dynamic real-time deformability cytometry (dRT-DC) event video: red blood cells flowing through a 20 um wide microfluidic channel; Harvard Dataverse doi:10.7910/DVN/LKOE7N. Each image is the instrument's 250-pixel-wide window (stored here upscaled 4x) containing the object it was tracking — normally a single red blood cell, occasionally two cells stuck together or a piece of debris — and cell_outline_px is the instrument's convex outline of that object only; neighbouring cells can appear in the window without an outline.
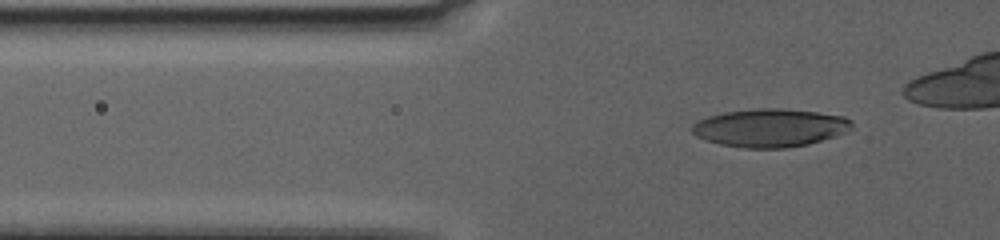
{"species": "human", "species_latin": "Homo sapiens", "temperature_condition": "warm", "stored_images_in_passage": 67, "camera_frame_rate_fps": 3000, "um_per_image_px": 0.085, "donor": {"sex": "female"}, "frame": {"image": 1, "passage_image": 16, "time_ms": 5.0, "image_size_px": [1000, 240], "cell_outline_px": [[852, 128], [836, 136], [808, 144], [784, 148], [744, 148], [720, 144], [696, 136], [692, 132], [692, 124], [696, 120], [708, 116], [724, 112], [756, 108], [780, 108], [816, 112], [844, 116], [852, 120]], "centroid_in_image_um": [65.44, 10.86], "position_along_channel_um": 60.4, "area_um2": 35.55}}
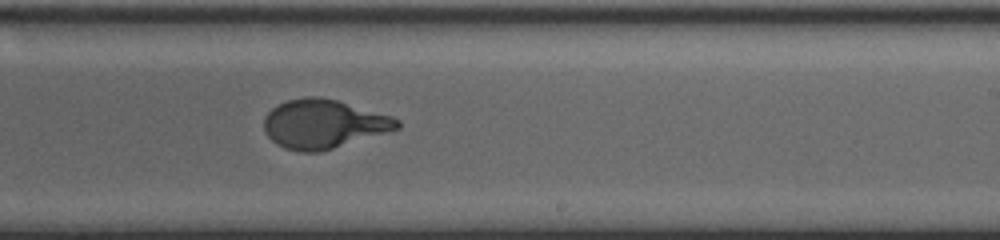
{"frame": {"image": 2, "passage_image": 45, "time_ms": 14.667, "image_size_px": [1000, 240], "cell_outline_px": [[400, 128], [320, 152], [300, 152], [284, 148], [276, 144], [264, 132], [264, 116], [276, 104], [288, 100], [304, 96], [320, 96], [336, 100], [392, 116], [400, 120]], "centroid_in_image_um": [27.46, 10.53], "position_along_channel_um": 261.5, "area_um2": 37.97}}
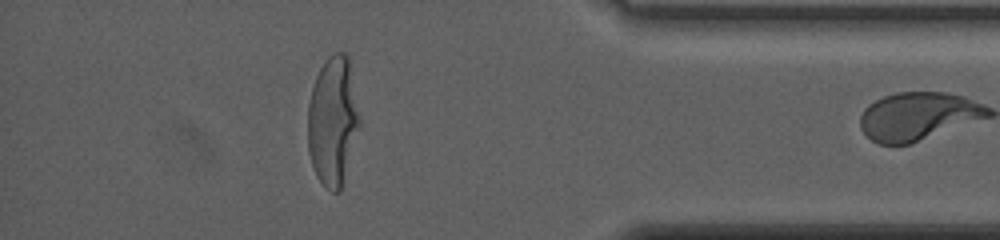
{"frame": {"image": 3, "passage_image": 66, "time_ms": 21.667, "image_size_px": [1000, 240], "cell_outline_px": [[360, 124], [340, 192], [332, 192], [324, 188], [316, 176], [308, 152], [308, 104], [312, 88], [316, 76], [324, 60], [332, 52], [344, 52], [348, 56], [360, 116]], "centroid_in_image_um": [28.28, 10.28], "position_along_channel_um": 406.9, "area_um2": 39.07}}